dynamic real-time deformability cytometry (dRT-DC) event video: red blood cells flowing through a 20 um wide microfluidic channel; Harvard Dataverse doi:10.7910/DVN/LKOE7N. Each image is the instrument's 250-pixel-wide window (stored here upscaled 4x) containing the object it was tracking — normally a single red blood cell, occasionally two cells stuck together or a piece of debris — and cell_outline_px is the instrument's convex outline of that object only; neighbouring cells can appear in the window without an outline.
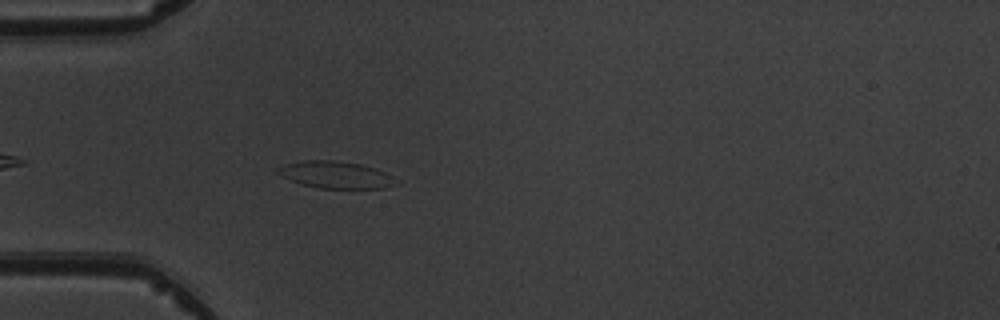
{"species": "common noctule bat (a hibernating species)", "species_latin": "Nyctalus noctula", "temperature_condition": "warm", "stored_images_in_passage": 1, "camera_frame_rate_fps": 3000, "um_per_image_px": 0.085, "animal": {"sex": "male", "body_mass_g": 19.5, "forearm_length_mm": 54.6}, "frame": {"image": 1, "passage_image": 1, "time_ms": 0.0, "image_size_px": [1000, 320], "cell_outline_px": [[400, 184], [384, 188], [320, 188], [300, 184], [276, 172], [276, 168], [284, 164], [304, 160], [332, 160], [360, 164], [376, 168], [384, 172]], "centroid_in_image_um": [28.53, 14.85], "position_along_channel_um": 56.5, "area_um2": 18.44}}